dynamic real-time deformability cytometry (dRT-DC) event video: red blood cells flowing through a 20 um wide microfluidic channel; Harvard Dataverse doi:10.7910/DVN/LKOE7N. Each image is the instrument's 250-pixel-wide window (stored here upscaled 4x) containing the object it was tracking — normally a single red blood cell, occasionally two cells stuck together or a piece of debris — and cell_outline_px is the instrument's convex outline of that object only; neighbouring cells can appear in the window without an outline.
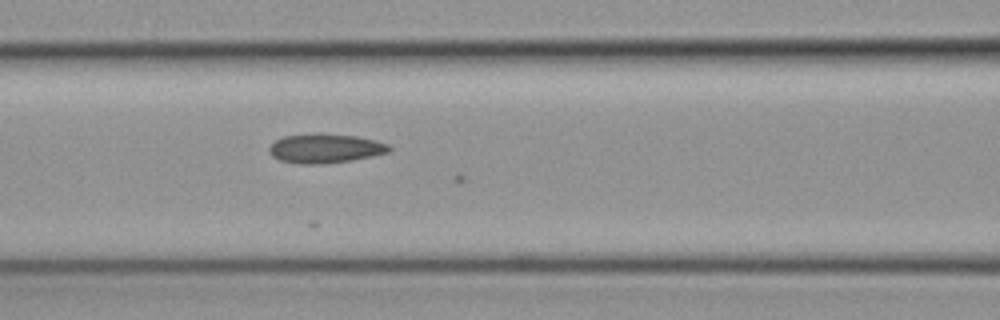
{"species": "common noctule bat (a hibernating species)", "species_latin": "Nyctalus noctula", "temperature_condition": "cold", "stored_images_in_passage": 16, "camera_frame_rate_fps": 3000, "um_per_image_px": 0.085, "animal": {"sex": "female", "body_mass_g": 19.3, "forearm_length_mm": 54.1}, "frame": {"image": 1, "passage_image": 6, "time_ms": 1.667, "image_size_px": [1000, 320], "cell_outline_px": [[392, 148], [388, 152], [372, 156], [352, 160], [320, 164], [296, 164], [280, 160], [272, 156], [268, 152], [268, 148], [276, 140], [284, 136], [320, 132], [356, 136], [376, 140], [388, 144]], "centroid_in_image_um": [27.62, 12.6], "position_along_channel_um": 139.0, "area_um2": 20.69}}
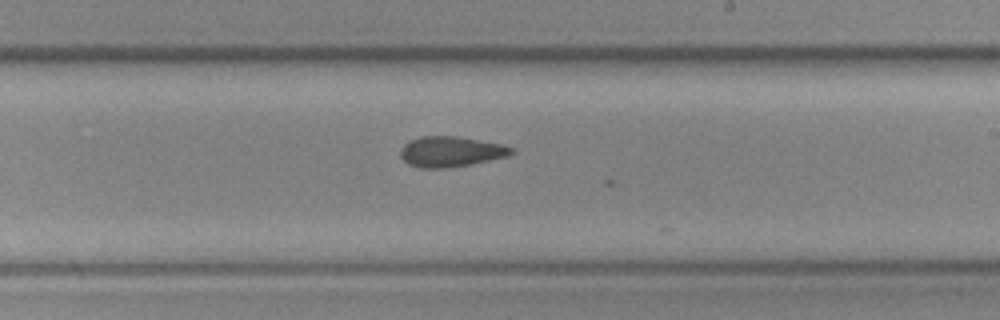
{"frame": {"image": 2, "passage_image": 15, "time_ms": 4.667, "image_size_px": [1000, 320], "cell_outline_px": [[516, 152], [508, 156], [472, 164], [444, 168], [420, 168], [408, 164], [400, 156], [400, 148], [408, 140], [420, 136], [456, 136], [500, 144], [512, 148]], "centroid_in_image_um": [38.28, 12.89], "position_along_channel_um": 250.7, "area_um2": 19.71}}